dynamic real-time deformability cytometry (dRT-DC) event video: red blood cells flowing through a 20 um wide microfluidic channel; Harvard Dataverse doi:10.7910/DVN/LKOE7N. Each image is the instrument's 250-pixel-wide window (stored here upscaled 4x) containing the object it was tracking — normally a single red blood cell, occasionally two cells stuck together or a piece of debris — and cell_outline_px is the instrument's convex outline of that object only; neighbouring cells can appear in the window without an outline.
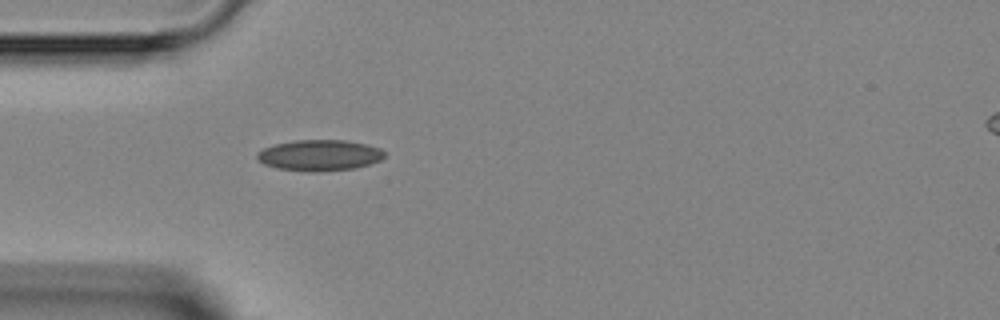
{"species": "Egyptian fruit bat (a non-hibernating species)", "species_latin": "Rousettus aegyptiacus", "temperature_condition": "room temperature", "stored_images_in_passage": 1, "camera_frame_rate_fps": 3000, "um_per_image_px": 0.085, "animal": {"sex": "female"}, "frame": {"image": 1, "passage_image": 1, "time_ms": 0.0, "image_size_px": [1000, 320], "cell_outline_px": [[384, 156], [380, 160], [368, 164], [352, 168], [316, 172], [308, 172], [276, 168], [264, 164], [256, 160], [256, 152], [264, 148], [276, 144], [296, 140], [348, 140], [368, 144], [380, 148], [384, 152]], "centroid_in_image_um": [27.12, 13.19], "position_along_channel_um": 57.9, "area_um2": 23.06}}